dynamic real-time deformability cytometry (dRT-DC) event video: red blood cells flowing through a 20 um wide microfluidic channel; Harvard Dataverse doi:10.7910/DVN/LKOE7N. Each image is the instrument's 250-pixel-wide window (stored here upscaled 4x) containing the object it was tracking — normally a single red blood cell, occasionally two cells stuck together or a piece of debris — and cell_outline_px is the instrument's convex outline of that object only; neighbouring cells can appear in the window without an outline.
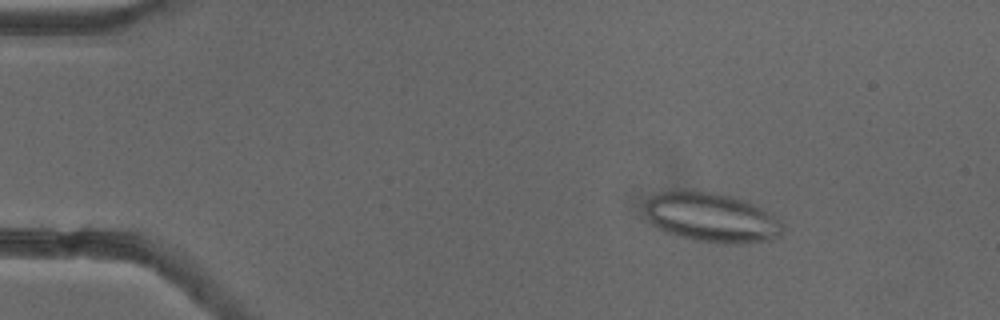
{"species": "common noctule bat (a hibernating species)", "species_latin": "Nyctalus noctula", "temperature_condition": "cold", "stored_images_in_passage": 52, "camera_frame_rate_fps": 3000, "um_per_image_px": 0.085, "animal": {"sex": "female"}, "frame": {"image": 1, "passage_image": 7, "time_ms": 2.0, "image_size_px": [1000, 320], "cell_outline_px": [[784, 228], [780, 236], [772, 240], [692, 240], [676, 236], [664, 232], [652, 224], [648, 220], [648, 200], [652, 196], [664, 192], [680, 188], [684, 188], [736, 196], [748, 200], [772, 212], [784, 224]], "centroid_in_image_um": [60.5, 18.41], "position_along_channel_um": 24.5, "area_um2": 39.3}}
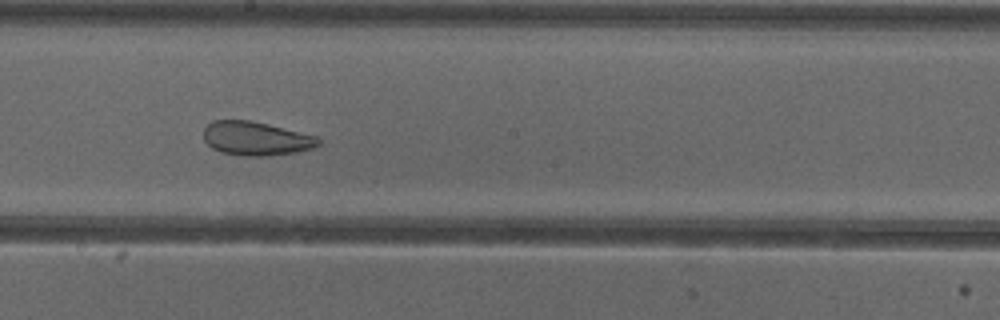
{"frame": {"image": 2, "passage_image": 29, "time_ms": 9.333, "image_size_px": [1000, 320], "cell_outline_px": [[320, 144], [316, 148], [296, 152], [264, 156], [244, 156], [220, 152], [212, 148], [204, 140], [204, 128], [212, 120], [252, 120], [320, 136]], "centroid_in_image_um": [21.8, 11.77], "position_along_channel_um": 226.4, "area_um2": 23.0}}
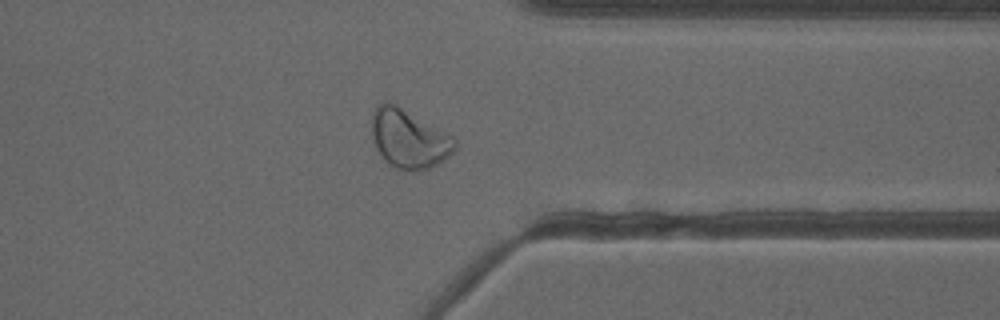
{"frame": {"image": 3, "passage_image": 41, "time_ms": 13.333, "image_size_px": [1000, 320], "cell_outline_px": [[456, 148], [448, 156], [436, 164], [428, 168], [416, 172], [408, 172], [396, 168], [388, 164], [380, 156], [372, 140], [372, 112], [376, 104], [384, 100], [388, 100], [396, 104], [452, 136], [456, 140]], "centroid_in_image_um": [34.7, 11.79], "position_along_channel_um": 376.7, "area_um2": 28.73}}